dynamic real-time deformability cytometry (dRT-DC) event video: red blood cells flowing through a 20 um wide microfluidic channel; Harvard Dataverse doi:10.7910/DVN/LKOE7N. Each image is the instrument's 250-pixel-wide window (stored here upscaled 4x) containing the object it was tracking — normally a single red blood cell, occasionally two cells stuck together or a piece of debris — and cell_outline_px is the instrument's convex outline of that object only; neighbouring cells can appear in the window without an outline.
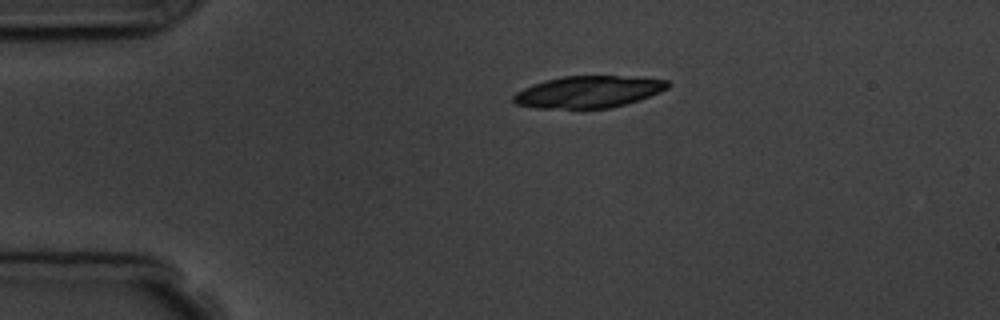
{"species": "common noctule bat (a hibernating species)", "species_latin": "Nyctalus noctula", "temperature_condition": "room temperature", "stored_images_in_passage": 2, "camera_frame_rate_fps": 3000, "um_per_image_px": 0.085, "animal": {"sex": "male", "body_mass_g": 19.5, "forearm_length_mm": 54.6}, "frame": {"image": 1, "passage_image": 1, "time_ms": 0.0, "image_size_px": [1000, 320], "cell_outline_px": [[672, 84], [668, 88], [660, 92], [640, 100], [612, 108], [536, 108], [516, 104], [512, 100], [512, 96], [516, 92], [532, 84], [544, 80], [564, 76], [632, 76], [668, 80]], "centroid_in_image_um": [50.04, 7.8], "position_along_channel_um": 35.0, "area_um2": 28.9}}